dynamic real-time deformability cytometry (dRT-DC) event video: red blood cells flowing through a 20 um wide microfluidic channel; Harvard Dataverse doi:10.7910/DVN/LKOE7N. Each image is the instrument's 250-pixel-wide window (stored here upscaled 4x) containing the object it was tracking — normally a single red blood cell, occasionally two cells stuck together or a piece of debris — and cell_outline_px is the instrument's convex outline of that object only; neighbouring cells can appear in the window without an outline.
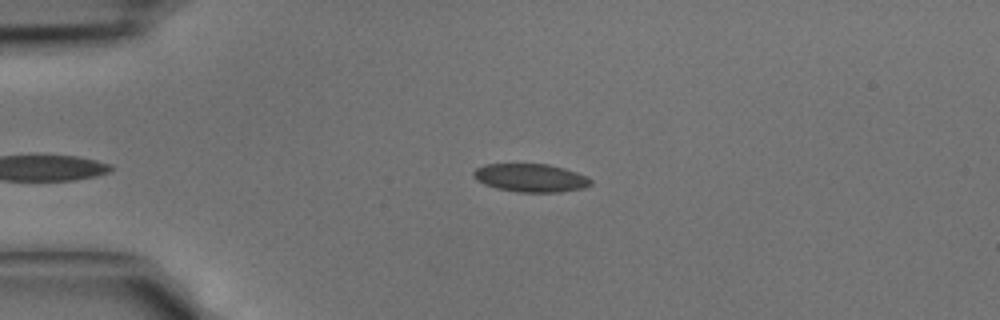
{"species": "common noctule bat (a hibernating species)", "species_latin": "Nyctalus noctula", "temperature_condition": "cold", "stored_images_in_passage": 31, "camera_frame_rate_fps": 3000, "um_per_image_px": 0.085, "animal": {"sex": "male", "body_mass_g": 15.6}, "frame": {"image": 1, "passage_image": 2, "time_ms": 0.333, "image_size_px": [1000, 320], "cell_outline_px": [[592, 184], [584, 188], [560, 192], [516, 192], [496, 188], [484, 184], [476, 180], [472, 176], [472, 172], [476, 168], [484, 164], [548, 164], [564, 168], [576, 172], [592, 180]], "centroid_in_image_um": [45.07, 15.12], "position_along_channel_um": 39.9, "area_um2": 19.36}}
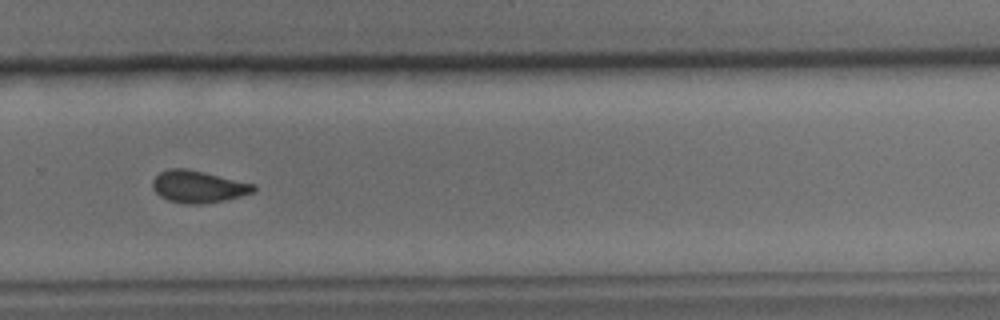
{"frame": {"image": 2, "passage_image": 21, "time_ms": 6.667, "image_size_px": [1000, 320], "cell_outline_px": [[256, 188], [252, 192], [240, 196], [224, 200], [200, 204], [184, 204], [168, 200], [160, 196], [152, 188], [152, 180], [160, 172], [168, 168], [188, 168], [256, 184]], "centroid_in_image_um": [16.83, 15.85], "position_along_channel_um": 313.0, "area_um2": 18.96}}
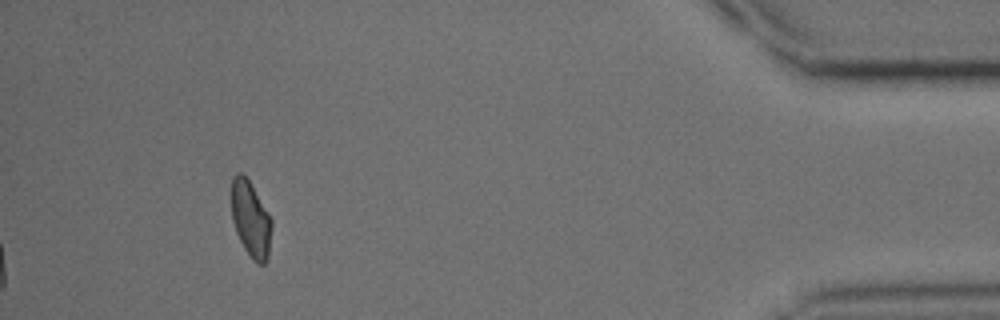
{"frame": {"image": 3, "passage_image": 31, "time_ms": 10.0, "image_size_px": [1000, 320], "cell_outline_px": [[272, 228], [268, 260], [264, 264], [256, 264], [252, 260], [244, 248], [236, 232], [232, 220], [232, 176], [236, 172], [244, 172], [268, 212], [272, 220]], "centroid_in_image_um": [21.32, 18.63], "position_along_channel_um": 413.9, "area_um2": 18.03}}